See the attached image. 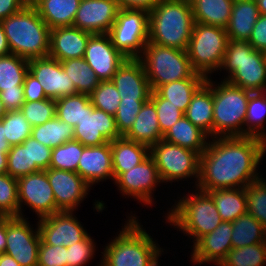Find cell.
<instances>
[{"mask_svg": "<svg viewBox=\"0 0 266 266\" xmlns=\"http://www.w3.org/2000/svg\"><path fill=\"white\" fill-rule=\"evenodd\" d=\"M169 1H178V2H185V3H191V0H169Z\"/></svg>", "mask_w": 266, "mask_h": 266, "instance_id": "64", "label": "cell"}, {"mask_svg": "<svg viewBox=\"0 0 266 266\" xmlns=\"http://www.w3.org/2000/svg\"><path fill=\"white\" fill-rule=\"evenodd\" d=\"M28 219L6 216L4 253L13 257L21 266H37L41 236L38 224L34 228Z\"/></svg>", "mask_w": 266, "mask_h": 266, "instance_id": "12", "label": "cell"}, {"mask_svg": "<svg viewBox=\"0 0 266 266\" xmlns=\"http://www.w3.org/2000/svg\"><path fill=\"white\" fill-rule=\"evenodd\" d=\"M29 60L15 54L0 56V92L23 88Z\"/></svg>", "mask_w": 266, "mask_h": 266, "instance_id": "36", "label": "cell"}, {"mask_svg": "<svg viewBox=\"0 0 266 266\" xmlns=\"http://www.w3.org/2000/svg\"><path fill=\"white\" fill-rule=\"evenodd\" d=\"M213 198L222 221L233 222L247 213L244 188L207 191Z\"/></svg>", "mask_w": 266, "mask_h": 266, "instance_id": "31", "label": "cell"}, {"mask_svg": "<svg viewBox=\"0 0 266 266\" xmlns=\"http://www.w3.org/2000/svg\"><path fill=\"white\" fill-rule=\"evenodd\" d=\"M96 251V243L88 234L82 241L67 247V266L86 265L96 256Z\"/></svg>", "mask_w": 266, "mask_h": 266, "instance_id": "48", "label": "cell"}, {"mask_svg": "<svg viewBox=\"0 0 266 266\" xmlns=\"http://www.w3.org/2000/svg\"><path fill=\"white\" fill-rule=\"evenodd\" d=\"M11 54L9 43L5 35L4 28L0 22V56Z\"/></svg>", "mask_w": 266, "mask_h": 266, "instance_id": "57", "label": "cell"}, {"mask_svg": "<svg viewBox=\"0 0 266 266\" xmlns=\"http://www.w3.org/2000/svg\"><path fill=\"white\" fill-rule=\"evenodd\" d=\"M219 82L212 80L213 138L244 137L247 106L252 91L223 79Z\"/></svg>", "mask_w": 266, "mask_h": 266, "instance_id": "6", "label": "cell"}, {"mask_svg": "<svg viewBox=\"0 0 266 266\" xmlns=\"http://www.w3.org/2000/svg\"><path fill=\"white\" fill-rule=\"evenodd\" d=\"M210 137L193 125L185 115L170 127L163 140L193 150L200 155L206 150Z\"/></svg>", "mask_w": 266, "mask_h": 266, "instance_id": "29", "label": "cell"}, {"mask_svg": "<svg viewBox=\"0 0 266 266\" xmlns=\"http://www.w3.org/2000/svg\"><path fill=\"white\" fill-rule=\"evenodd\" d=\"M266 92H252L249 97L245 136H254L266 141Z\"/></svg>", "mask_w": 266, "mask_h": 266, "instance_id": "37", "label": "cell"}, {"mask_svg": "<svg viewBox=\"0 0 266 266\" xmlns=\"http://www.w3.org/2000/svg\"><path fill=\"white\" fill-rule=\"evenodd\" d=\"M123 137L144 144L149 148L163 139L157 111L150 98L143 104L132 127Z\"/></svg>", "mask_w": 266, "mask_h": 266, "instance_id": "24", "label": "cell"}, {"mask_svg": "<svg viewBox=\"0 0 266 266\" xmlns=\"http://www.w3.org/2000/svg\"><path fill=\"white\" fill-rule=\"evenodd\" d=\"M31 137L53 149L73 140L74 127L55 116L44 124L32 127Z\"/></svg>", "mask_w": 266, "mask_h": 266, "instance_id": "34", "label": "cell"}, {"mask_svg": "<svg viewBox=\"0 0 266 266\" xmlns=\"http://www.w3.org/2000/svg\"><path fill=\"white\" fill-rule=\"evenodd\" d=\"M228 74L223 80L252 92H266V54L248 41L229 39L220 67Z\"/></svg>", "mask_w": 266, "mask_h": 266, "instance_id": "5", "label": "cell"}, {"mask_svg": "<svg viewBox=\"0 0 266 266\" xmlns=\"http://www.w3.org/2000/svg\"><path fill=\"white\" fill-rule=\"evenodd\" d=\"M0 266H21L13 257L0 253Z\"/></svg>", "mask_w": 266, "mask_h": 266, "instance_id": "59", "label": "cell"}, {"mask_svg": "<svg viewBox=\"0 0 266 266\" xmlns=\"http://www.w3.org/2000/svg\"><path fill=\"white\" fill-rule=\"evenodd\" d=\"M29 0H0V22L22 10Z\"/></svg>", "mask_w": 266, "mask_h": 266, "instance_id": "55", "label": "cell"}, {"mask_svg": "<svg viewBox=\"0 0 266 266\" xmlns=\"http://www.w3.org/2000/svg\"><path fill=\"white\" fill-rule=\"evenodd\" d=\"M89 97L95 108L112 116H115L121 101L119 91L112 81H100Z\"/></svg>", "mask_w": 266, "mask_h": 266, "instance_id": "43", "label": "cell"}, {"mask_svg": "<svg viewBox=\"0 0 266 266\" xmlns=\"http://www.w3.org/2000/svg\"><path fill=\"white\" fill-rule=\"evenodd\" d=\"M81 0H31L50 29L72 26Z\"/></svg>", "mask_w": 266, "mask_h": 266, "instance_id": "28", "label": "cell"}, {"mask_svg": "<svg viewBox=\"0 0 266 266\" xmlns=\"http://www.w3.org/2000/svg\"><path fill=\"white\" fill-rule=\"evenodd\" d=\"M116 1L119 9L144 10L149 13L161 0H116Z\"/></svg>", "mask_w": 266, "mask_h": 266, "instance_id": "56", "label": "cell"}, {"mask_svg": "<svg viewBox=\"0 0 266 266\" xmlns=\"http://www.w3.org/2000/svg\"><path fill=\"white\" fill-rule=\"evenodd\" d=\"M60 211H76L92 187L77 173L48 168L46 170Z\"/></svg>", "mask_w": 266, "mask_h": 266, "instance_id": "17", "label": "cell"}, {"mask_svg": "<svg viewBox=\"0 0 266 266\" xmlns=\"http://www.w3.org/2000/svg\"><path fill=\"white\" fill-rule=\"evenodd\" d=\"M119 10L116 0H81L72 26L91 34H108Z\"/></svg>", "mask_w": 266, "mask_h": 266, "instance_id": "19", "label": "cell"}, {"mask_svg": "<svg viewBox=\"0 0 266 266\" xmlns=\"http://www.w3.org/2000/svg\"><path fill=\"white\" fill-rule=\"evenodd\" d=\"M141 60L152 91L158 86L183 79H207L196 73L187 51L148 42Z\"/></svg>", "mask_w": 266, "mask_h": 266, "instance_id": "7", "label": "cell"}, {"mask_svg": "<svg viewBox=\"0 0 266 266\" xmlns=\"http://www.w3.org/2000/svg\"><path fill=\"white\" fill-rule=\"evenodd\" d=\"M114 181L149 156V147L124 138L110 141Z\"/></svg>", "mask_w": 266, "mask_h": 266, "instance_id": "27", "label": "cell"}, {"mask_svg": "<svg viewBox=\"0 0 266 266\" xmlns=\"http://www.w3.org/2000/svg\"><path fill=\"white\" fill-rule=\"evenodd\" d=\"M247 212L266 230V178H259L244 188Z\"/></svg>", "mask_w": 266, "mask_h": 266, "instance_id": "42", "label": "cell"}, {"mask_svg": "<svg viewBox=\"0 0 266 266\" xmlns=\"http://www.w3.org/2000/svg\"><path fill=\"white\" fill-rule=\"evenodd\" d=\"M266 243L231 248L219 266H265Z\"/></svg>", "mask_w": 266, "mask_h": 266, "instance_id": "38", "label": "cell"}, {"mask_svg": "<svg viewBox=\"0 0 266 266\" xmlns=\"http://www.w3.org/2000/svg\"><path fill=\"white\" fill-rule=\"evenodd\" d=\"M149 155L153 158L163 183L169 182L172 185L176 181L188 182L190 178L195 182L192 187L196 188L200 175L199 153L162 139L149 148Z\"/></svg>", "mask_w": 266, "mask_h": 266, "instance_id": "9", "label": "cell"}, {"mask_svg": "<svg viewBox=\"0 0 266 266\" xmlns=\"http://www.w3.org/2000/svg\"><path fill=\"white\" fill-rule=\"evenodd\" d=\"M6 250V216H0V253Z\"/></svg>", "mask_w": 266, "mask_h": 266, "instance_id": "58", "label": "cell"}, {"mask_svg": "<svg viewBox=\"0 0 266 266\" xmlns=\"http://www.w3.org/2000/svg\"><path fill=\"white\" fill-rule=\"evenodd\" d=\"M126 58L114 47L108 34H93L84 55L85 61L100 81H111Z\"/></svg>", "mask_w": 266, "mask_h": 266, "instance_id": "18", "label": "cell"}, {"mask_svg": "<svg viewBox=\"0 0 266 266\" xmlns=\"http://www.w3.org/2000/svg\"><path fill=\"white\" fill-rule=\"evenodd\" d=\"M92 35L73 26L50 29L48 56L58 61L82 58L85 55L88 40Z\"/></svg>", "mask_w": 266, "mask_h": 266, "instance_id": "23", "label": "cell"}, {"mask_svg": "<svg viewBox=\"0 0 266 266\" xmlns=\"http://www.w3.org/2000/svg\"><path fill=\"white\" fill-rule=\"evenodd\" d=\"M150 99L154 102L161 133L164 135L170 127L184 116V112L168 103L167 99L159 97L154 91H151Z\"/></svg>", "mask_w": 266, "mask_h": 266, "instance_id": "47", "label": "cell"}, {"mask_svg": "<svg viewBox=\"0 0 266 266\" xmlns=\"http://www.w3.org/2000/svg\"><path fill=\"white\" fill-rule=\"evenodd\" d=\"M232 223V248H241L257 243H266V230L263 225L248 212Z\"/></svg>", "mask_w": 266, "mask_h": 266, "instance_id": "33", "label": "cell"}, {"mask_svg": "<svg viewBox=\"0 0 266 266\" xmlns=\"http://www.w3.org/2000/svg\"><path fill=\"white\" fill-rule=\"evenodd\" d=\"M207 79H183L158 86L154 92L161 98L167 99L182 112L187 111L195 92Z\"/></svg>", "mask_w": 266, "mask_h": 266, "instance_id": "32", "label": "cell"}, {"mask_svg": "<svg viewBox=\"0 0 266 266\" xmlns=\"http://www.w3.org/2000/svg\"><path fill=\"white\" fill-rule=\"evenodd\" d=\"M28 72L42 85L47 98L58 99L78 94L75 85L62 69L61 62L50 56L29 60Z\"/></svg>", "mask_w": 266, "mask_h": 266, "instance_id": "16", "label": "cell"}, {"mask_svg": "<svg viewBox=\"0 0 266 266\" xmlns=\"http://www.w3.org/2000/svg\"><path fill=\"white\" fill-rule=\"evenodd\" d=\"M0 95L7 111L20 110L25 102L23 88L3 90Z\"/></svg>", "mask_w": 266, "mask_h": 266, "instance_id": "54", "label": "cell"}, {"mask_svg": "<svg viewBox=\"0 0 266 266\" xmlns=\"http://www.w3.org/2000/svg\"><path fill=\"white\" fill-rule=\"evenodd\" d=\"M1 24L11 54L28 60L48 56L50 28L31 3L2 20Z\"/></svg>", "mask_w": 266, "mask_h": 266, "instance_id": "3", "label": "cell"}, {"mask_svg": "<svg viewBox=\"0 0 266 266\" xmlns=\"http://www.w3.org/2000/svg\"><path fill=\"white\" fill-rule=\"evenodd\" d=\"M234 0H191L194 21L226 28Z\"/></svg>", "mask_w": 266, "mask_h": 266, "instance_id": "30", "label": "cell"}, {"mask_svg": "<svg viewBox=\"0 0 266 266\" xmlns=\"http://www.w3.org/2000/svg\"><path fill=\"white\" fill-rule=\"evenodd\" d=\"M228 40L225 28L195 22L186 50L193 70L205 78L218 72Z\"/></svg>", "mask_w": 266, "mask_h": 266, "instance_id": "8", "label": "cell"}, {"mask_svg": "<svg viewBox=\"0 0 266 266\" xmlns=\"http://www.w3.org/2000/svg\"><path fill=\"white\" fill-rule=\"evenodd\" d=\"M194 24L189 3L161 0L149 12L148 42L186 51Z\"/></svg>", "mask_w": 266, "mask_h": 266, "instance_id": "4", "label": "cell"}, {"mask_svg": "<svg viewBox=\"0 0 266 266\" xmlns=\"http://www.w3.org/2000/svg\"><path fill=\"white\" fill-rule=\"evenodd\" d=\"M62 69L73 81L77 93L90 95L99 85L100 80L95 72L82 58H73L65 61H60Z\"/></svg>", "mask_w": 266, "mask_h": 266, "instance_id": "35", "label": "cell"}, {"mask_svg": "<svg viewBox=\"0 0 266 266\" xmlns=\"http://www.w3.org/2000/svg\"><path fill=\"white\" fill-rule=\"evenodd\" d=\"M124 101H147L151 88L139 58H126L111 79Z\"/></svg>", "mask_w": 266, "mask_h": 266, "instance_id": "21", "label": "cell"}, {"mask_svg": "<svg viewBox=\"0 0 266 266\" xmlns=\"http://www.w3.org/2000/svg\"><path fill=\"white\" fill-rule=\"evenodd\" d=\"M83 153V145L77 140H70L51 151L49 168L77 172L80 156Z\"/></svg>", "mask_w": 266, "mask_h": 266, "instance_id": "40", "label": "cell"}, {"mask_svg": "<svg viewBox=\"0 0 266 266\" xmlns=\"http://www.w3.org/2000/svg\"><path fill=\"white\" fill-rule=\"evenodd\" d=\"M19 217L25 218L24 206L37 214V219L61 212L55 202L46 170H40L17 179ZM23 207V208H22Z\"/></svg>", "mask_w": 266, "mask_h": 266, "instance_id": "11", "label": "cell"}, {"mask_svg": "<svg viewBox=\"0 0 266 266\" xmlns=\"http://www.w3.org/2000/svg\"><path fill=\"white\" fill-rule=\"evenodd\" d=\"M248 43L255 50L266 53V15H259L248 39Z\"/></svg>", "mask_w": 266, "mask_h": 266, "instance_id": "52", "label": "cell"}, {"mask_svg": "<svg viewBox=\"0 0 266 266\" xmlns=\"http://www.w3.org/2000/svg\"><path fill=\"white\" fill-rule=\"evenodd\" d=\"M23 93L25 101H41L47 99L42 85L29 72L26 74L24 79Z\"/></svg>", "mask_w": 266, "mask_h": 266, "instance_id": "53", "label": "cell"}, {"mask_svg": "<svg viewBox=\"0 0 266 266\" xmlns=\"http://www.w3.org/2000/svg\"><path fill=\"white\" fill-rule=\"evenodd\" d=\"M185 194V195H184ZM177 197L165 213V224L177 228L193 244L202 236L211 233L222 222L212 196L198 188ZM194 239V240H193Z\"/></svg>", "mask_w": 266, "mask_h": 266, "instance_id": "2", "label": "cell"}, {"mask_svg": "<svg viewBox=\"0 0 266 266\" xmlns=\"http://www.w3.org/2000/svg\"><path fill=\"white\" fill-rule=\"evenodd\" d=\"M0 216L19 217L18 182L7 173L0 174Z\"/></svg>", "mask_w": 266, "mask_h": 266, "instance_id": "44", "label": "cell"}, {"mask_svg": "<svg viewBox=\"0 0 266 266\" xmlns=\"http://www.w3.org/2000/svg\"><path fill=\"white\" fill-rule=\"evenodd\" d=\"M108 35L114 47L127 58H139L148 43L149 13L120 9Z\"/></svg>", "mask_w": 266, "mask_h": 266, "instance_id": "10", "label": "cell"}, {"mask_svg": "<svg viewBox=\"0 0 266 266\" xmlns=\"http://www.w3.org/2000/svg\"><path fill=\"white\" fill-rule=\"evenodd\" d=\"M0 121L4 125L6 141L11 146L22 144L31 136L32 125L27 121L21 110L7 111Z\"/></svg>", "mask_w": 266, "mask_h": 266, "instance_id": "41", "label": "cell"}, {"mask_svg": "<svg viewBox=\"0 0 266 266\" xmlns=\"http://www.w3.org/2000/svg\"><path fill=\"white\" fill-rule=\"evenodd\" d=\"M115 117L95 108L91 101L87 104L85 116L74 127V140L83 146H99L121 138Z\"/></svg>", "mask_w": 266, "mask_h": 266, "instance_id": "15", "label": "cell"}, {"mask_svg": "<svg viewBox=\"0 0 266 266\" xmlns=\"http://www.w3.org/2000/svg\"><path fill=\"white\" fill-rule=\"evenodd\" d=\"M90 102L88 94H76L56 99V116L63 122L75 127L77 122L85 116L87 104Z\"/></svg>", "mask_w": 266, "mask_h": 266, "instance_id": "39", "label": "cell"}, {"mask_svg": "<svg viewBox=\"0 0 266 266\" xmlns=\"http://www.w3.org/2000/svg\"><path fill=\"white\" fill-rule=\"evenodd\" d=\"M37 266H67V247L45 244L41 240Z\"/></svg>", "mask_w": 266, "mask_h": 266, "instance_id": "50", "label": "cell"}, {"mask_svg": "<svg viewBox=\"0 0 266 266\" xmlns=\"http://www.w3.org/2000/svg\"><path fill=\"white\" fill-rule=\"evenodd\" d=\"M7 153L8 151H0V174L7 172Z\"/></svg>", "mask_w": 266, "mask_h": 266, "instance_id": "61", "label": "cell"}, {"mask_svg": "<svg viewBox=\"0 0 266 266\" xmlns=\"http://www.w3.org/2000/svg\"><path fill=\"white\" fill-rule=\"evenodd\" d=\"M232 223L222 221L213 232L200 237L191 247V263L219 266L232 248Z\"/></svg>", "mask_w": 266, "mask_h": 266, "instance_id": "20", "label": "cell"}, {"mask_svg": "<svg viewBox=\"0 0 266 266\" xmlns=\"http://www.w3.org/2000/svg\"><path fill=\"white\" fill-rule=\"evenodd\" d=\"M11 145L6 141L4 133V125L0 121V151H9Z\"/></svg>", "mask_w": 266, "mask_h": 266, "instance_id": "60", "label": "cell"}, {"mask_svg": "<svg viewBox=\"0 0 266 266\" xmlns=\"http://www.w3.org/2000/svg\"><path fill=\"white\" fill-rule=\"evenodd\" d=\"M260 14L266 15V0H256Z\"/></svg>", "mask_w": 266, "mask_h": 266, "instance_id": "62", "label": "cell"}, {"mask_svg": "<svg viewBox=\"0 0 266 266\" xmlns=\"http://www.w3.org/2000/svg\"><path fill=\"white\" fill-rule=\"evenodd\" d=\"M146 101H124L121 100L115 114V122L118 132L124 136L132 127L137 114Z\"/></svg>", "mask_w": 266, "mask_h": 266, "instance_id": "49", "label": "cell"}, {"mask_svg": "<svg viewBox=\"0 0 266 266\" xmlns=\"http://www.w3.org/2000/svg\"><path fill=\"white\" fill-rule=\"evenodd\" d=\"M185 117L195 126L213 138V92L212 77L195 92L184 113Z\"/></svg>", "mask_w": 266, "mask_h": 266, "instance_id": "25", "label": "cell"}, {"mask_svg": "<svg viewBox=\"0 0 266 266\" xmlns=\"http://www.w3.org/2000/svg\"><path fill=\"white\" fill-rule=\"evenodd\" d=\"M74 211H61L37 221L45 244L68 247L82 241L89 233Z\"/></svg>", "mask_w": 266, "mask_h": 266, "instance_id": "14", "label": "cell"}, {"mask_svg": "<svg viewBox=\"0 0 266 266\" xmlns=\"http://www.w3.org/2000/svg\"><path fill=\"white\" fill-rule=\"evenodd\" d=\"M210 139L212 141H208L206 150L200 155L196 188L205 192L245 188L262 177L258 170L265 159L266 141L254 136Z\"/></svg>", "mask_w": 266, "mask_h": 266, "instance_id": "1", "label": "cell"}, {"mask_svg": "<svg viewBox=\"0 0 266 266\" xmlns=\"http://www.w3.org/2000/svg\"><path fill=\"white\" fill-rule=\"evenodd\" d=\"M7 110L4 107L3 101L1 100L0 95V119L6 114Z\"/></svg>", "mask_w": 266, "mask_h": 266, "instance_id": "63", "label": "cell"}, {"mask_svg": "<svg viewBox=\"0 0 266 266\" xmlns=\"http://www.w3.org/2000/svg\"><path fill=\"white\" fill-rule=\"evenodd\" d=\"M259 15L256 0H234L225 28L228 39L248 41Z\"/></svg>", "mask_w": 266, "mask_h": 266, "instance_id": "26", "label": "cell"}, {"mask_svg": "<svg viewBox=\"0 0 266 266\" xmlns=\"http://www.w3.org/2000/svg\"><path fill=\"white\" fill-rule=\"evenodd\" d=\"M161 183L163 184L158 169L150 155L114 181L122 197L134 198L138 204L141 203L145 207L146 205L152 207L155 204L154 191Z\"/></svg>", "mask_w": 266, "mask_h": 266, "instance_id": "13", "label": "cell"}, {"mask_svg": "<svg viewBox=\"0 0 266 266\" xmlns=\"http://www.w3.org/2000/svg\"><path fill=\"white\" fill-rule=\"evenodd\" d=\"M20 110L34 127L56 116V100L47 98L41 101H25Z\"/></svg>", "mask_w": 266, "mask_h": 266, "instance_id": "46", "label": "cell"}, {"mask_svg": "<svg viewBox=\"0 0 266 266\" xmlns=\"http://www.w3.org/2000/svg\"><path fill=\"white\" fill-rule=\"evenodd\" d=\"M77 173L91 186L107 179L113 180L111 144L83 146Z\"/></svg>", "mask_w": 266, "mask_h": 266, "instance_id": "22", "label": "cell"}, {"mask_svg": "<svg viewBox=\"0 0 266 266\" xmlns=\"http://www.w3.org/2000/svg\"><path fill=\"white\" fill-rule=\"evenodd\" d=\"M51 151L50 147L39 143L33 137H29V156L31 173L38 172L40 170H47L50 166L51 161Z\"/></svg>", "mask_w": 266, "mask_h": 266, "instance_id": "51", "label": "cell"}, {"mask_svg": "<svg viewBox=\"0 0 266 266\" xmlns=\"http://www.w3.org/2000/svg\"><path fill=\"white\" fill-rule=\"evenodd\" d=\"M6 173L15 179L31 174L29 138L22 144L11 146L7 153Z\"/></svg>", "mask_w": 266, "mask_h": 266, "instance_id": "45", "label": "cell"}]
</instances>
